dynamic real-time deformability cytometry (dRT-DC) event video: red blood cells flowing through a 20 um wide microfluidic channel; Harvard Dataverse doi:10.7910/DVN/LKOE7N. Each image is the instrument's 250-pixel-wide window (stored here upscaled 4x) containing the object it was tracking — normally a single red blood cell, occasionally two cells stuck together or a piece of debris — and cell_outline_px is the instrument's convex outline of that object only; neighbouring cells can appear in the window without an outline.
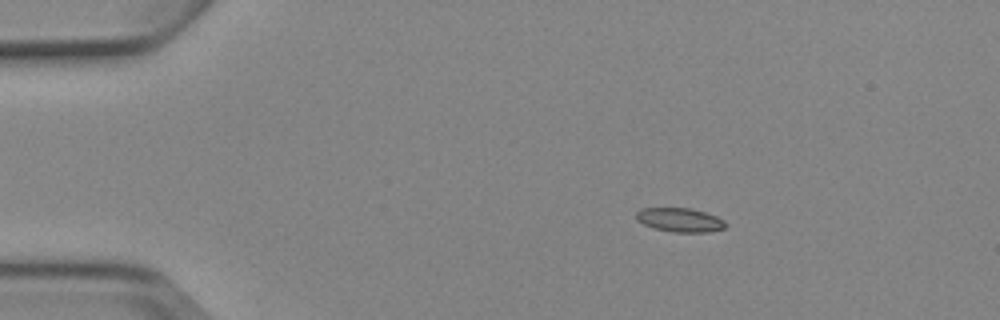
{"species": "Egyptian fruit bat (a non-hibernating species)", "species_latin": "Rousettus aegyptiacus", "temperature_condition": "cold", "stored_images_in_passage": 5, "camera_frame_rate_fps": 3000, "um_per_image_px": 0.085, "animal": {"sex": "female"}, "frame": {"image": 1, "passage_image": 3, "time_ms": 2.333, "image_size_px": [1000, 320], "cell_outline_px": [[728, 224], [724, 228], [708, 232], [672, 232], [652, 228], [636, 220], [636, 212], [640, 208], [692, 208], [716, 216], [724, 220]], "centroid_in_image_um": [57.78, 18.69], "position_along_channel_um": 27.2, "area_um2": 12.6}}